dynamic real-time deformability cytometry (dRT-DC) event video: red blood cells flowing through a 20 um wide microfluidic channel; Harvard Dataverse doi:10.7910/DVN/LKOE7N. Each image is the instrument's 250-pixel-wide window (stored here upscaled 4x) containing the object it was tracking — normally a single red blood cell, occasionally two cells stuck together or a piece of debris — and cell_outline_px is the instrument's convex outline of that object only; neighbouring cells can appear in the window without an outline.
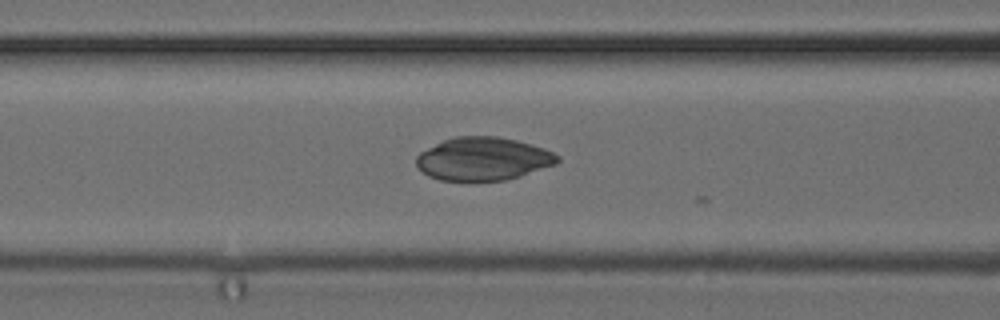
{"species": "common noctule bat (a hibernating species)", "species_latin": "Nyctalus noctula", "temperature_condition": "cold", "stored_images_in_passage": 26, "camera_frame_rate_fps": 3000, "um_per_image_px": 0.085, "animal": {"sex": "female", "body_mass_g": 24.6, "forearm_length_mm": 56.2}, "frame": {"image": 1, "passage_image": 20, "time_ms": 6.333, "image_size_px": [1000, 320], "cell_outline_px": [[560, 160], [556, 164], [520, 176], [504, 180], [440, 180], [428, 176], [416, 168], [416, 156], [420, 152], [444, 140], [456, 136], [496, 136], [516, 140], [532, 144], [544, 148], [560, 156]], "centroid_in_image_um": [41.06, 13.5], "position_along_channel_um": 125.5, "area_um2": 35.43}}
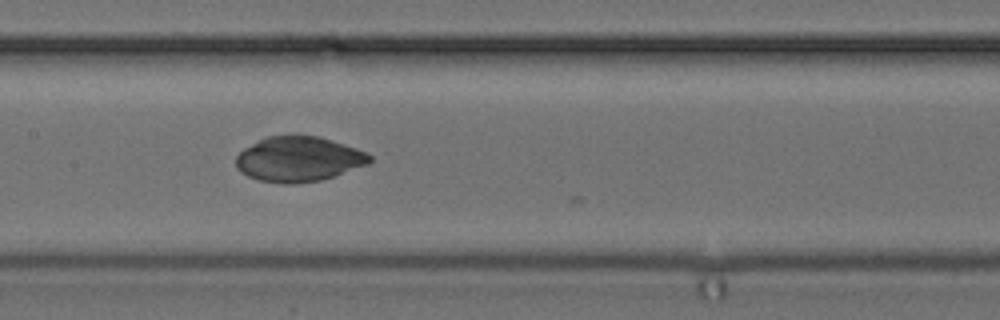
{"frame": {"image": 2, "passage_image": 24, "time_ms": 7.667, "image_size_px": [1000, 320], "cell_outline_px": [[372, 160], [368, 164], [336, 176], [320, 180], [288, 184], [284, 184], [260, 180], [248, 176], [240, 172], [236, 168], [236, 156], [244, 148], [264, 136], [320, 136], [368, 152], [372, 156]], "centroid_in_image_um": [25.39, 13.52], "position_along_channel_um": 182.0, "area_um2": 35.2}}